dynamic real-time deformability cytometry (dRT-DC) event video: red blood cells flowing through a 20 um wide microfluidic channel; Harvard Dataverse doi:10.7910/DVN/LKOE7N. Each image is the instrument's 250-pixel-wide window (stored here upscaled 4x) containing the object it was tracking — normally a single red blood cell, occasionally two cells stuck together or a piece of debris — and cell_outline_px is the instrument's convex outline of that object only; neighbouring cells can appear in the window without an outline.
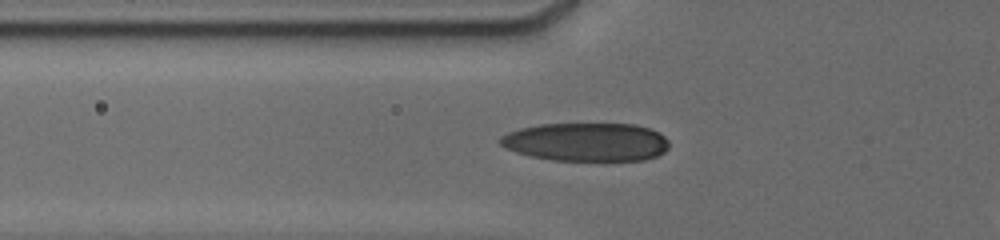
{"species": "human", "species_latin": "Homo sapiens", "temperature_condition": "cold", "stored_images_in_passage": 46, "camera_frame_rate_fps": 3000, "um_per_image_px": 0.085, "donor": {"sex": "male"}, "frame": {"image": 1, "passage_image": 17, "time_ms": 6.667, "image_size_px": [1000, 240], "cell_outline_px": [[668, 148], [664, 152], [656, 156], [644, 160], [552, 160], [532, 156], [516, 152], [504, 148], [496, 140], [500, 136], [508, 132], [520, 128], [540, 124], [636, 124], [648, 128], [664, 136], [668, 140]], "centroid_in_image_um": [49.8, 12.06], "position_along_channel_um": 76.0, "area_um2": 37.86}}
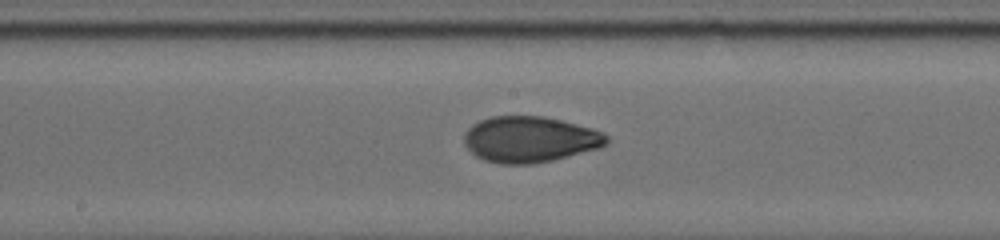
{"frame": {"image": 2, "passage_image": 27, "time_ms": 10.0, "image_size_px": [1000, 240], "cell_outline_px": [[608, 144], [600, 148], [552, 160], [532, 164], [500, 164], [484, 160], [476, 156], [464, 144], [464, 136], [468, 128], [472, 124], [480, 120], [492, 116], [544, 116], [592, 128], [608, 136]], "centroid_in_image_um": [45.03, 11.85], "position_along_channel_um": 203.2, "area_um2": 38.15}}
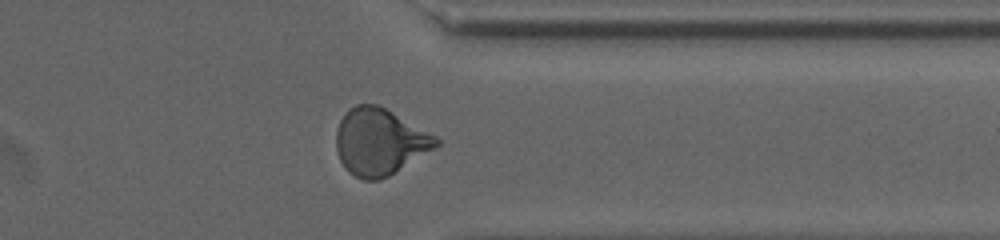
{"frame": {"image": 3, "passage_image": 38, "time_ms": 14.667, "image_size_px": [1000, 240], "cell_outline_px": [[440, 144], [436, 148], [388, 176], [380, 180], [364, 180], [348, 172], [344, 168], [340, 160], [336, 148], [336, 132], [340, 120], [348, 108], [356, 104], [376, 104], [392, 112], [436, 136], [440, 140]], "centroid_in_image_um": [32.25, 12.06], "position_along_channel_um": 379.1, "area_um2": 38.67}}